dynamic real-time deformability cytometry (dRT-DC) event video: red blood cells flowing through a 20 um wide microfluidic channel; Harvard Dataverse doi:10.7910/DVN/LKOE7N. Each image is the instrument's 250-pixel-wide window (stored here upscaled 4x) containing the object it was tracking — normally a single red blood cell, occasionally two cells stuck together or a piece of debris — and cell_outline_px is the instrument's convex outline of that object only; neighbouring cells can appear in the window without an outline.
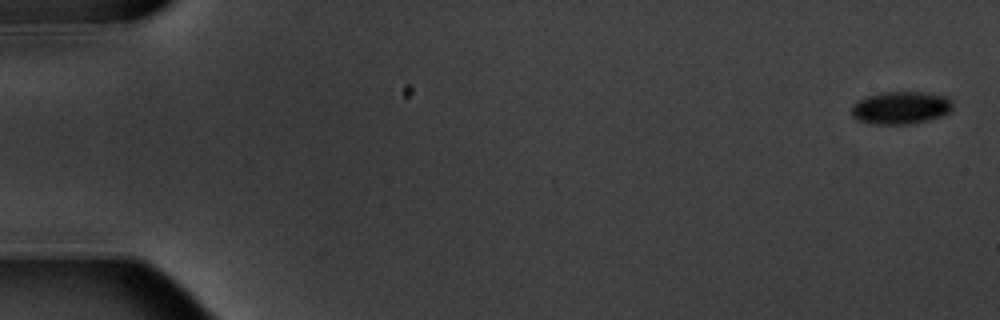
{"species": "common noctule bat (a hibernating species)", "species_latin": "Nyctalus noctula", "temperature_condition": "warm", "stored_images_in_passage": 5, "camera_frame_rate_fps": 3000, "um_per_image_px": 0.085, "animal": {"sex": "male", "body_mass_g": 20.1, "forearm_length_mm": 53.5}, "frame": {"image": 1, "passage_image": 1, "time_ms": 0.0, "image_size_px": [1000, 320], "cell_outline_px": [[952, 108], [948, 112], [940, 116], [928, 120], [912, 124], [872, 124], [860, 120], [852, 116], [852, 104], [868, 96], [880, 92], [920, 92], [948, 96], [952, 100]], "centroid_in_image_um": [76.58, 9.16], "position_along_channel_um": 8.4, "area_um2": 19.19}}
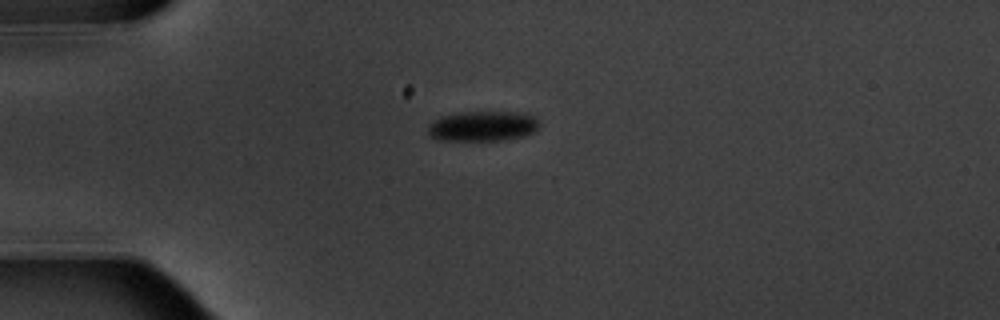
{"frame": {"image": 2, "passage_image": 5, "time_ms": 4.667, "image_size_px": [1000, 320], "cell_outline_px": [[540, 124], [532, 132], [524, 136], [508, 140], [436, 140], [428, 136], [428, 124], [432, 120], [440, 116], [464, 112], [528, 112], [536, 116], [540, 120]], "centroid_in_image_um": [41.04, 10.71], "position_along_channel_um": 44.0, "area_um2": 20.0}}